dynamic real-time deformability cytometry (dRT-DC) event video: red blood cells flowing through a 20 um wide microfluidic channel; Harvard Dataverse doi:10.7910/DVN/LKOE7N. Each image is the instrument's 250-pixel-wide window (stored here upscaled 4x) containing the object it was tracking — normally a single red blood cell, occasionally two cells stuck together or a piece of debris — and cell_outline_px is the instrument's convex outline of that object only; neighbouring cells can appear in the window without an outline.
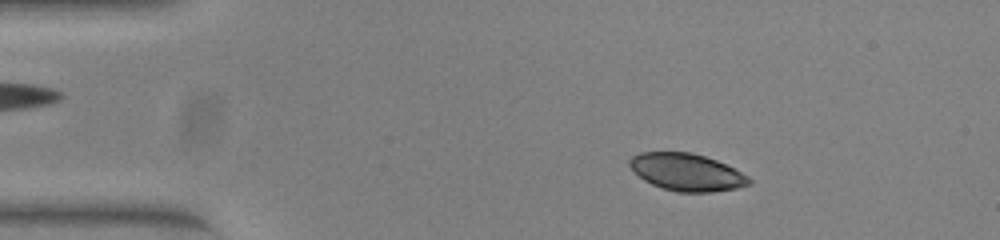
{"species": "common noctule bat (a hibernating species)", "species_latin": "Nyctalus noctula", "temperature_condition": "warm", "stored_images_in_passage": 52, "camera_frame_rate_fps": 3000, "um_per_image_px": 0.085, "animal": {"sex": "female", "body_mass_g": 23.0, "forearm_length_mm": 53.4}, "frame": {"image": 1, "passage_image": 8, "time_ms": 2.333, "image_size_px": [1000, 240], "cell_outline_px": [[752, 184], [736, 188], [712, 192], [676, 192], [652, 184], [644, 180], [628, 164], [628, 160], [632, 156], [640, 152], [692, 152], [716, 160], [748, 176], [752, 180]], "centroid_in_image_um": [58.37, 14.63], "position_along_channel_um": 26.6, "area_um2": 25.78}}
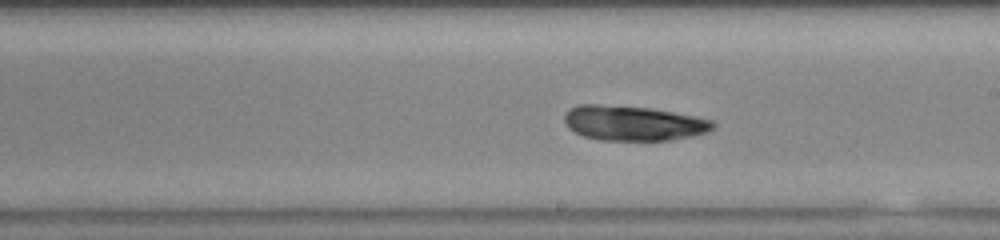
{"frame": {"image": 2, "passage_image": 29, "time_ms": 9.333, "image_size_px": [1000, 240], "cell_outline_px": [[716, 124], [712, 128], [704, 132], [692, 136], [672, 140], [600, 140], [584, 136], [568, 128], [564, 120], [564, 116], [572, 108], [580, 104], [596, 104], [648, 108], [696, 116], [712, 120]], "centroid_in_image_um": [53.83, 10.47], "position_along_channel_um": 235.2, "area_um2": 29.88}}
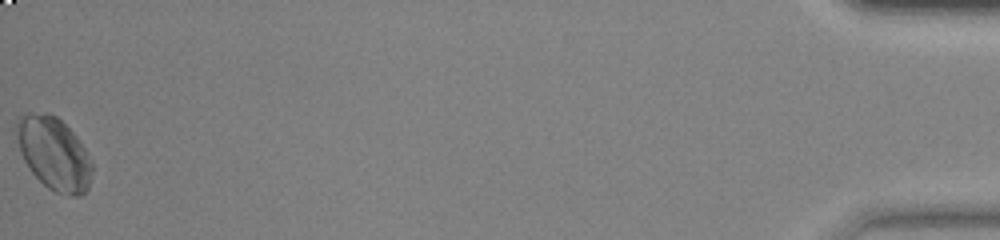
{"frame": {"image": 3, "passage_image": 52, "time_ms": 17.0, "image_size_px": [1000, 240], "cell_outline_px": [[92, 172], [88, 188], [80, 196], [68, 196], [56, 192], [48, 188], [32, 172], [24, 160], [20, 152], [16, 124], [16, 120], [20, 116], [28, 112], [48, 112], [56, 116], [76, 136], [88, 152], [92, 164]], "centroid_in_image_um": [4.59, 13.04], "position_along_channel_um": 430.6, "area_um2": 31.96}, "authors_computed_cell_mechanics": {"area_um2": 29.6803, "velocity_mm_per_s": 3.8825, "shape_relaxation_time_tau1_ms": 3.7662, "shape_relaxation_time_tau2_ms": 2.4309, "deformation_change_tau1": 0.1314, "deformation_change_tau2": 0.0694}}